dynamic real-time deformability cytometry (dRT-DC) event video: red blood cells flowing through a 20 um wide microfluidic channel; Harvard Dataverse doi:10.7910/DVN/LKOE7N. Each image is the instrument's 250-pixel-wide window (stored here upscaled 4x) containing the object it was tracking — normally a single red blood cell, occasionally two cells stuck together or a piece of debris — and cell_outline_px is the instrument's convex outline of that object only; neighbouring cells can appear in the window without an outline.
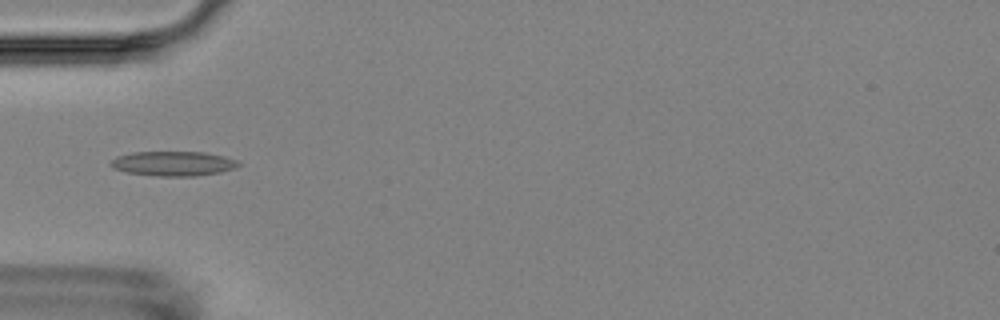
{"species": "Egyptian fruit bat (a non-hibernating species)", "species_latin": "Rousettus aegyptiacus", "temperature_condition": "room temperature", "stored_images_in_passage": 9, "camera_frame_rate_fps": 3000, "um_per_image_px": 0.085, "animal": {"sex": "female"}, "frame": {"image": 1, "passage_image": 6, "time_ms": 5.667, "image_size_px": [1000, 320], "cell_outline_px": [[240, 164], [236, 168], [220, 172], [196, 176], [156, 176], [128, 172], [112, 168], [108, 164], [116, 156], [132, 152], [204, 152], [224, 156], [236, 160]], "centroid_in_image_um": [14.71, 13.9], "position_along_channel_um": 70.3, "area_um2": 18.38}}
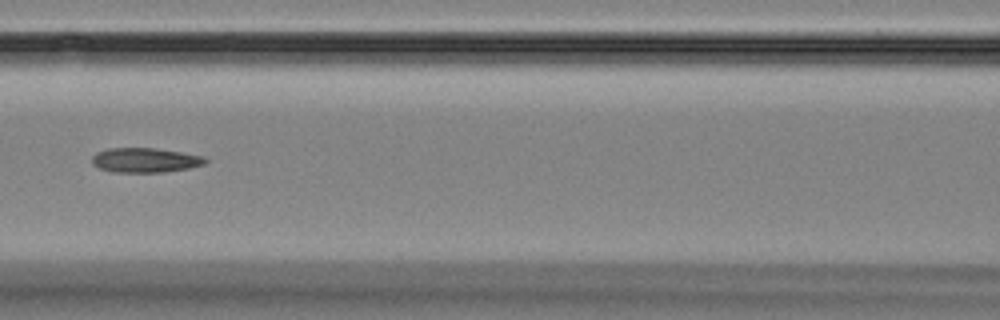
{"frame": {"image": 2, "passage_image": 8, "time_ms": 8.0, "image_size_px": [1000, 320], "cell_outline_px": [[208, 160], [204, 164], [188, 168], [164, 172], [112, 172], [100, 168], [92, 164], [92, 156], [96, 152], [108, 148], [152, 148], [180, 152], [204, 156]], "centroid_in_image_um": [12.31, 13.61], "position_along_channel_um": 154.3, "area_um2": 16.18}}
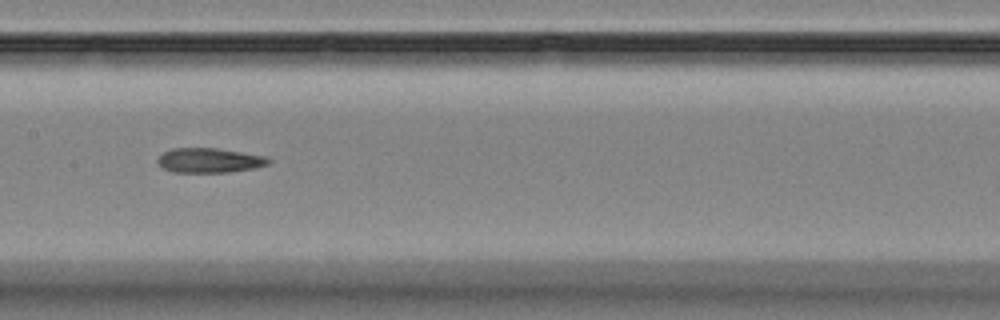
{"frame": {"image": 3, "passage_image": 9, "time_ms": 9.0, "image_size_px": [1000, 320], "cell_outline_px": [[272, 160], [268, 164], [256, 168], [228, 172], [172, 172], [164, 168], [156, 160], [164, 152], [172, 148], [216, 148], [264, 156]], "centroid_in_image_um": [17.8, 13.63], "position_along_channel_um": 189.6, "area_um2": 15.78}}